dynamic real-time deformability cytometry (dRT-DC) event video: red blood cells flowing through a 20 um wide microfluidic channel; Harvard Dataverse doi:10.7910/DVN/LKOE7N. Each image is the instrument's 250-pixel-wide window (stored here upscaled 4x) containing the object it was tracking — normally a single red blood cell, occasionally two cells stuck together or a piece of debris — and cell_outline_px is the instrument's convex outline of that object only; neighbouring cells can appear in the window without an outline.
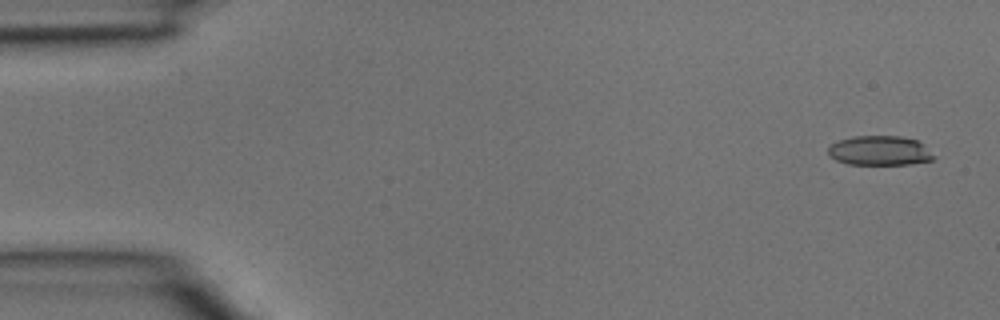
{"species": "common noctule bat (a hibernating species)", "species_latin": "Nyctalus noctula", "temperature_condition": "room temperature", "stored_images_in_passage": 5, "camera_frame_rate_fps": 3000, "um_per_image_px": 0.085, "animal": {"sex": "male", "body_mass_g": 15.6}, "frame": {"image": 1, "passage_image": 1, "time_ms": 0.0, "image_size_px": [1000, 320], "cell_outline_px": [[936, 156], [932, 160], [908, 164], [848, 164], [836, 160], [828, 156], [828, 148], [832, 144], [840, 140], [852, 136], [900, 136], [916, 140]], "centroid_in_image_um": [74.74, 12.8], "position_along_channel_um": 10.3, "area_um2": 18.03}}